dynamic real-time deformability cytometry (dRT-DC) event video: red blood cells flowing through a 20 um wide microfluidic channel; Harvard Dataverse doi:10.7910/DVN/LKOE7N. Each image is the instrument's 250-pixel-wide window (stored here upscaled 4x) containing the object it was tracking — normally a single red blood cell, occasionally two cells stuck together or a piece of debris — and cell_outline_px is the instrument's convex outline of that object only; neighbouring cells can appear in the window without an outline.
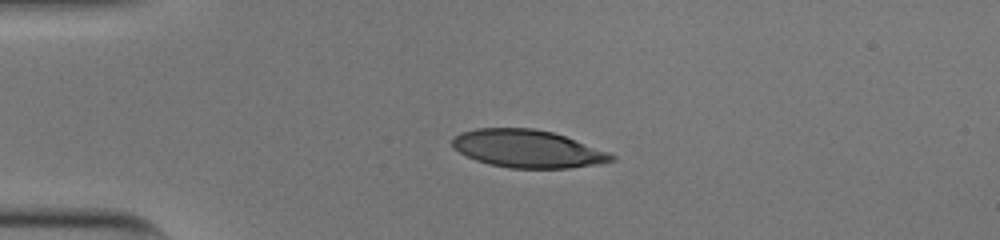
{"species": "human", "species_latin": "Homo sapiens", "temperature_condition": "cold", "stored_images_in_passage": 27, "camera_frame_rate_fps": 3000, "um_per_image_px": 0.085, "donor": {"sex": "male"}, "frame": {"image": 1, "passage_image": 1, "time_ms": 0.0, "image_size_px": [1000, 240], "cell_outline_px": [[604, 156], [600, 160], [580, 164], [552, 168], [528, 168], [500, 164], [484, 160], [472, 156], [472, 132], [496, 128], [516, 128], [548, 132], [560, 136]], "centroid_in_image_um": [44.98, 12.65], "position_along_channel_um": 40.0, "area_um2": 27.57}}
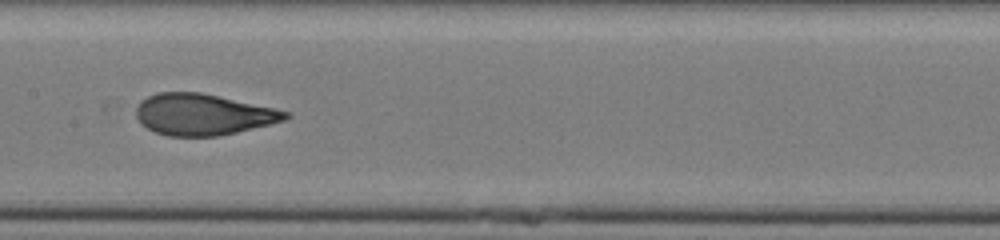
{"frame": {"image": 2, "passage_image": 15, "time_ms": 4.667, "image_size_px": [1000, 240], "cell_outline_px": [[284, 116], [260, 124], [228, 132], [196, 136], [164, 132], [152, 128], [144, 120], [144, 104], [148, 100], [156, 96], [208, 96], [264, 108], [280, 112]], "centroid_in_image_um": [17.25, 9.78], "position_along_channel_um": 190.1, "area_um2": 28.84}}
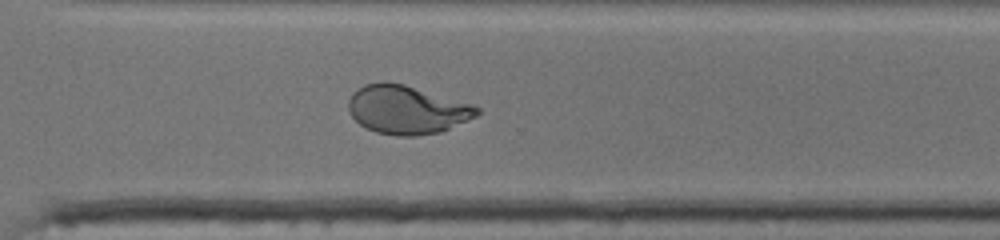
{"frame": {"image": 3, "passage_image": 26, "time_ms": 8.333, "image_size_px": [1000, 240], "cell_outline_px": [[476, 112], [444, 128], [428, 132], [384, 132], [372, 128], [364, 124], [360, 120], [372, 84], [396, 84], [472, 108]], "centroid_in_image_um": [34.8, 9.37], "position_along_channel_um": 335.8, "area_um2": 27.51}}